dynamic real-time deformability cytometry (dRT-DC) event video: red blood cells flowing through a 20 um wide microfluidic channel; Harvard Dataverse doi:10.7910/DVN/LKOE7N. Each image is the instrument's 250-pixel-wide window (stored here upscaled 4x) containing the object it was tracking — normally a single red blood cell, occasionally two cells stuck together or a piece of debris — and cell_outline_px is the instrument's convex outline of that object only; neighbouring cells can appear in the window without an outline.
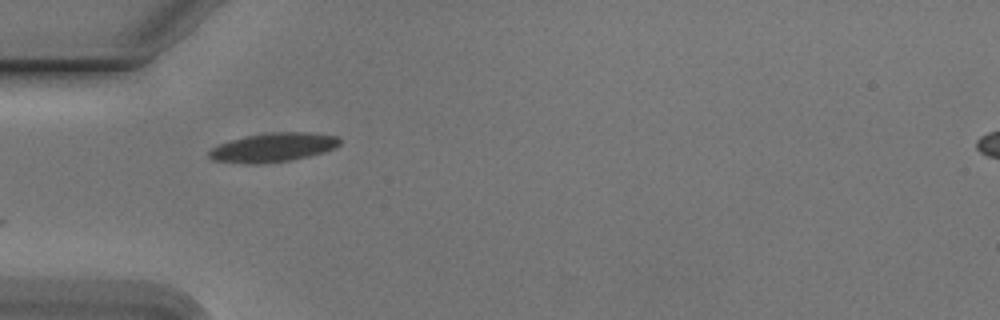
{"species": "Egyptian fruit bat (a non-hibernating species)", "species_latin": "Rousettus aegyptiacus", "temperature_condition": "cold", "stored_images_in_passage": 38, "camera_frame_rate_fps": 3000, "um_per_image_px": 0.085, "animal": {"sex": "male"}, "frame": {"image": 1, "passage_image": 1, "time_ms": 0.0, "image_size_px": [1000, 320], "cell_outline_px": [[340, 144], [336, 148], [324, 152], [292, 160], [256, 164], [212, 160], [208, 156], [208, 152], [212, 148], [228, 140], [244, 136], [272, 132], [312, 132], [336, 136], [340, 140]], "centroid_in_image_um": [23.23, 12.52], "position_along_channel_um": 61.8, "area_um2": 22.08}}
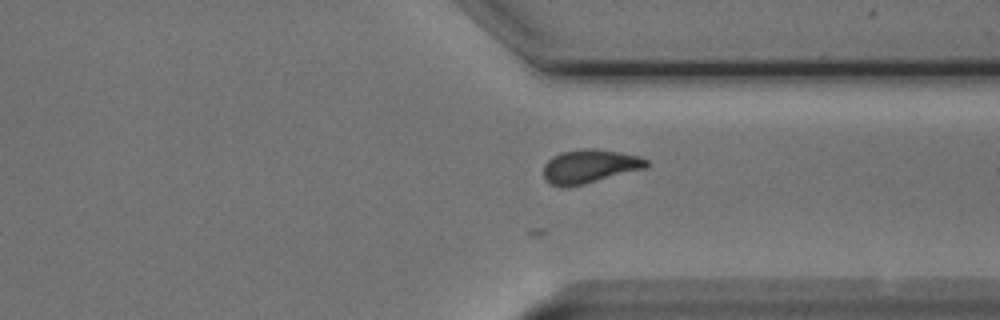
{"frame": {"image": 2, "passage_image": 25, "time_ms": 8.0, "image_size_px": [1000, 320], "cell_outline_px": [[648, 164], [644, 168], [584, 184], [564, 188], [552, 184], [544, 180], [544, 164], [552, 156], [560, 152], [584, 148], [592, 148], [620, 152], [640, 156], [648, 160]], "centroid_in_image_um": [50.08, 14.13], "position_along_channel_um": 361.3, "area_um2": 20.17}}
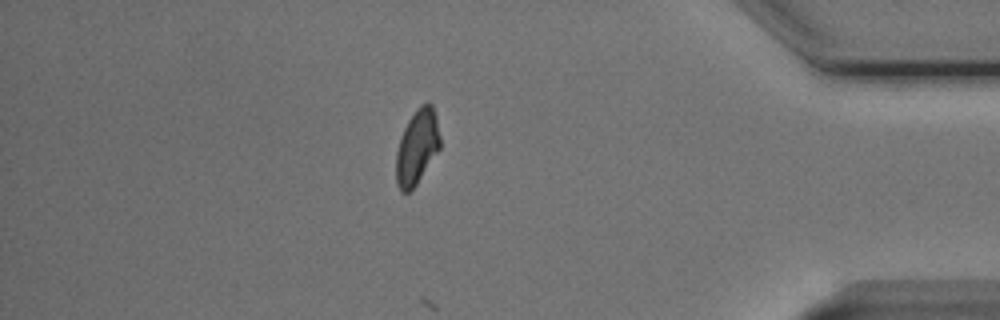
{"frame": {"image": 3, "passage_image": 31, "time_ms": 10.0, "image_size_px": [1000, 320], "cell_outline_px": [[440, 148], [416, 184], [408, 192], [400, 192], [396, 184], [396, 152], [400, 136], [408, 120], [416, 108], [420, 104], [428, 100], [432, 104], [436, 116], [440, 136]], "centroid_in_image_um": [35.44, 12.45], "position_along_channel_um": 399.8, "area_um2": 19.31}}